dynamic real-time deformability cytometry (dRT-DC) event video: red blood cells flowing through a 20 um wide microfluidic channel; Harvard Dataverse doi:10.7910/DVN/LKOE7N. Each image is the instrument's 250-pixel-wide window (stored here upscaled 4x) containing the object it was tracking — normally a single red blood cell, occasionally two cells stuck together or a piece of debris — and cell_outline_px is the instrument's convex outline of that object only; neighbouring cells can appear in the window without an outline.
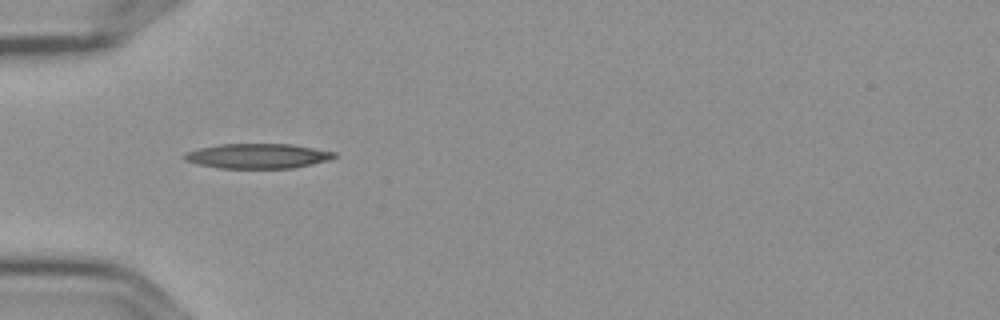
{"species": "Egyptian fruit bat (a non-hibernating species)", "species_latin": "Rousettus aegyptiacus", "temperature_condition": "cold", "stored_images_in_passage": 3, "camera_frame_rate_fps": 3000, "um_per_image_px": 0.085, "frame": {"image": 1, "passage_image": 3, "time_ms": 0.667, "image_size_px": [1000, 320], "cell_outline_px": [[336, 156], [328, 160], [312, 164], [292, 168], [220, 168], [196, 164], [184, 160], [184, 156], [188, 152], [200, 148], [220, 144], [292, 144], [336, 152]], "centroid_in_image_um": [21.91, 13.26], "position_along_channel_um": 63.1, "area_um2": 21.56}}